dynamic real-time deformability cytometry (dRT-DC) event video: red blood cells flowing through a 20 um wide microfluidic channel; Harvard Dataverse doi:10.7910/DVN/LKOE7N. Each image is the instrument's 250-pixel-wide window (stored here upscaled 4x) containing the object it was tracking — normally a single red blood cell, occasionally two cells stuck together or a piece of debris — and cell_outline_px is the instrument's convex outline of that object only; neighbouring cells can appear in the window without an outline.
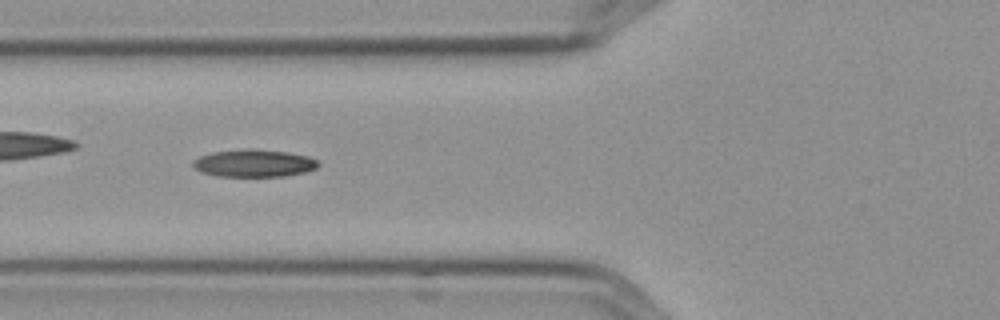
{"species": "Egyptian fruit bat (a non-hibernating species)", "species_latin": "Rousettus aegyptiacus", "temperature_condition": "cold", "stored_images_in_passage": 5, "camera_frame_rate_fps": 3000, "um_per_image_px": 0.085, "frame": {"image": 1, "passage_image": 3, "time_ms": 0.667, "image_size_px": [1000, 320], "cell_outline_px": [[320, 164], [316, 168], [304, 172], [284, 176], [216, 176], [200, 172], [192, 164], [192, 160], [200, 156], [212, 152], [248, 148], [252, 148], [288, 152], [308, 156], [316, 160]], "centroid_in_image_um": [21.56, 13.86], "position_along_channel_um": 104.2, "area_um2": 20.11}}
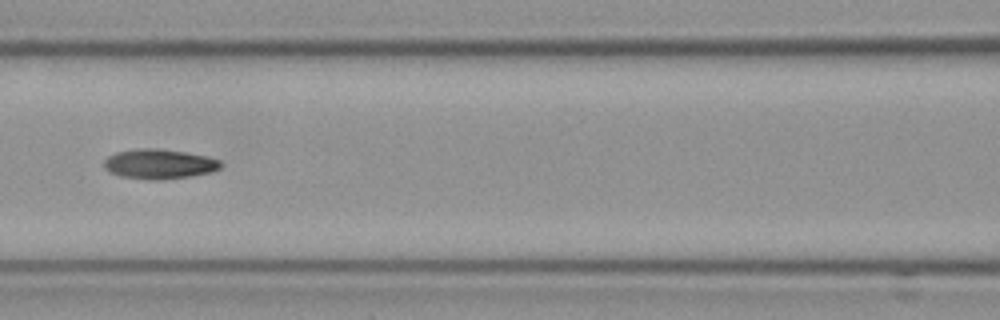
{"frame": {"image": 2, "passage_image": 4, "time_ms": 1.0, "image_size_px": [1000, 320], "cell_outline_px": [[220, 168], [212, 172], [164, 180], [148, 180], [120, 176], [108, 172], [104, 168], [104, 160], [108, 156], [116, 152], [136, 148], [156, 148], [184, 152], [208, 156], [220, 160]], "centroid_in_image_um": [13.5, 13.94], "position_along_channel_um": 153.1, "area_um2": 20.4}}
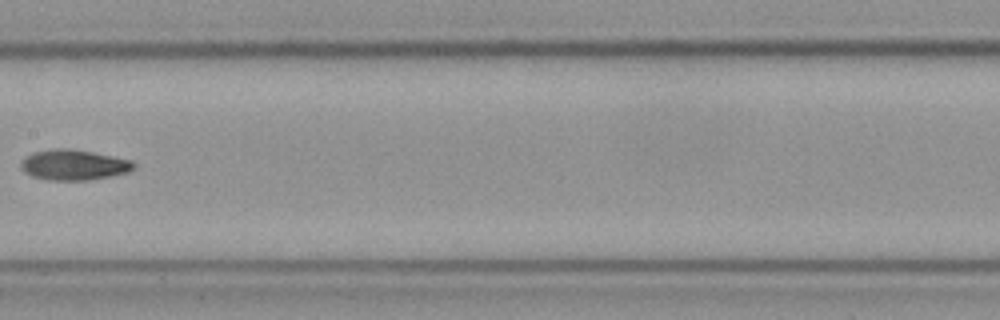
{"frame": {"image": 3, "passage_image": 5, "time_ms": 1.333, "image_size_px": [1000, 320], "cell_outline_px": [[136, 168], [128, 172], [88, 180], [48, 180], [32, 176], [24, 172], [20, 168], [20, 160], [32, 152], [52, 148], [68, 148], [92, 152], [132, 160], [136, 164]], "centroid_in_image_um": [6.24, 14.0], "position_along_channel_um": 201.2, "area_um2": 20.17}}